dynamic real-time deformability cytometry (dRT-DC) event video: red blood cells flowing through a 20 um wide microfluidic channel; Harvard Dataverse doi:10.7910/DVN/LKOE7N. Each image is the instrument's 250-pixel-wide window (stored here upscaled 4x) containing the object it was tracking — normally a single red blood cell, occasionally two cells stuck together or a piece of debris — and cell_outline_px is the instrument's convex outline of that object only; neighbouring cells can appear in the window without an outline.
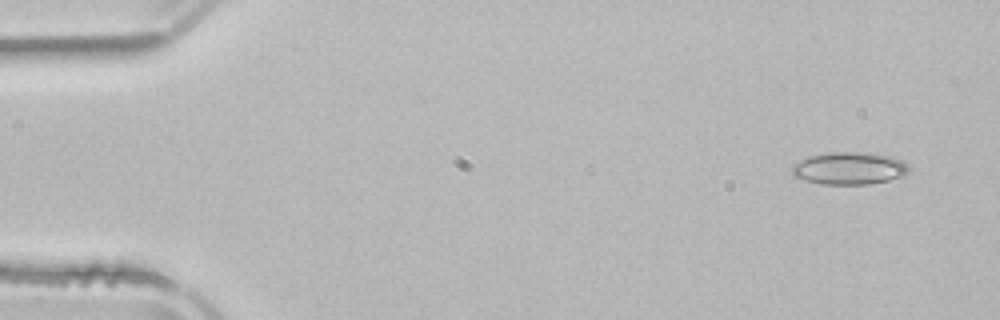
{"species": "common noctule bat (a hibernating species)", "species_latin": "Nyctalus noctula", "temperature_condition": "room temperature", "stored_images_in_passage": 4, "camera_frame_rate_fps": 3000, "um_per_image_px": 0.085, "animal": {"sex": "male", "body_mass_g": 21.5, "forearm_length_mm": 52.0}, "frame": {"image": 1, "passage_image": 1, "time_ms": 0.0, "image_size_px": [1000, 320], "cell_outline_px": [[908, 172], [904, 176], [888, 180], [868, 184], [820, 184], [804, 180], [792, 176], [792, 164], [808, 156], [832, 152], [868, 152], [892, 156], [908, 164]], "centroid_in_image_um": [72.17, 14.3], "position_along_channel_um": 12.8, "area_um2": 22.25}}
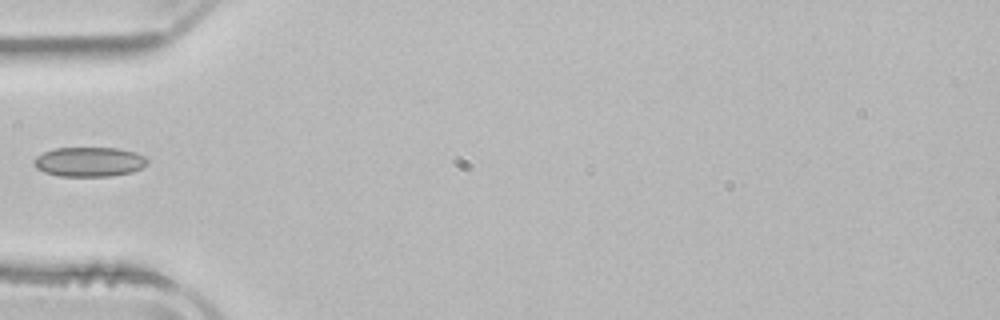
{"frame": {"image": 2, "passage_image": 4, "time_ms": 4.667, "image_size_px": [1000, 320], "cell_outline_px": [[148, 164], [132, 172], [112, 176], [60, 176], [44, 172], [36, 168], [32, 164], [32, 160], [36, 156], [44, 152], [56, 148], [120, 148], [136, 152], [144, 156], [148, 160]], "centroid_in_image_um": [7.58, 13.75], "position_along_channel_um": 77.4, "area_um2": 19.71}}